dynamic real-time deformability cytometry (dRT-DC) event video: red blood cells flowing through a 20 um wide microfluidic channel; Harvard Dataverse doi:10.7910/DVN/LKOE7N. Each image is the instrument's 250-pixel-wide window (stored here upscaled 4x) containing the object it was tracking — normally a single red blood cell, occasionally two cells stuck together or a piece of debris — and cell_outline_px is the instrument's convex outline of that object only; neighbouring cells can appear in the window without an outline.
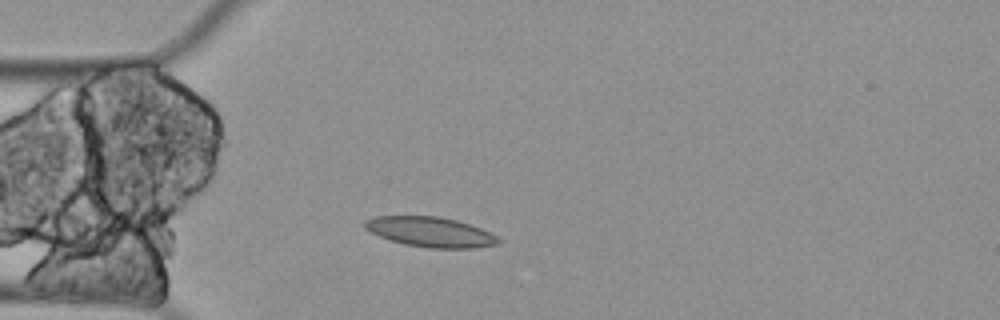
{"species": "Egyptian fruit bat (a non-hibernating species)", "species_latin": "Rousettus aegyptiacus", "temperature_condition": "cold", "stored_images_in_passage": 2, "camera_frame_rate_fps": 3000, "um_per_image_px": 0.085, "animal": {"sex": "female"}, "frame": {"image": 1, "passage_image": 2, "time_ms": 0.333, "image_size_px": [1000, 320], "cell_outline_px": [[500, 244], [472, 248], [428, 248], [404, 244], [380, 236], [364, 228], [364, 220], [376, 216], [440, 216], [456, 220], [480, 228], [496, 236], [500, 240]], "centroid_in_image_um": [36.58, 19.71], "position_along_channel_um": 48.4, "area_um2": 23.18}}